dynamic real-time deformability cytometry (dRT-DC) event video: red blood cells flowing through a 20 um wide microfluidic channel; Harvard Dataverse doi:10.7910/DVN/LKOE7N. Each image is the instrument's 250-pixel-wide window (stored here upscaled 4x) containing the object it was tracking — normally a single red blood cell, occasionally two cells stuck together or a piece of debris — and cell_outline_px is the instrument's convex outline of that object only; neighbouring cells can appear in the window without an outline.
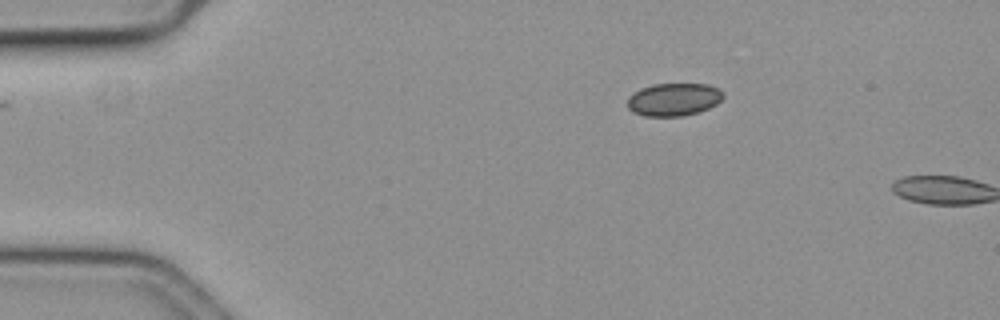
{"species": "common noctule bat (a hibernating species)", "species_latin": "Nyctalus noctula", "temperature_condition": "cold", "stored_images_in_passage": 2, "camera_frame_rate_fps": 3000, "um_per_image_px": 0.085, "animal": {"sex": "female", "body_mass_g": 19.3, "forearm_length_mm": 54.1}, "frame": {"image": 1, "passage_image": 1, "time_ms": 0.0, "image_size_px": [1000, 320], "cell_outline_px": [[724, 96], [716, 104], [700, 112], [680, 116], [644, 116], [632, 112], [628, 108], [628, 96], [640, 88], [652, 84], [708, 84], [720, 88], [724, 92]], "centroid_in_image_um": [57.27, 8.45], "position_along_channel_um": 27.7, "area_um2": 18.5}}